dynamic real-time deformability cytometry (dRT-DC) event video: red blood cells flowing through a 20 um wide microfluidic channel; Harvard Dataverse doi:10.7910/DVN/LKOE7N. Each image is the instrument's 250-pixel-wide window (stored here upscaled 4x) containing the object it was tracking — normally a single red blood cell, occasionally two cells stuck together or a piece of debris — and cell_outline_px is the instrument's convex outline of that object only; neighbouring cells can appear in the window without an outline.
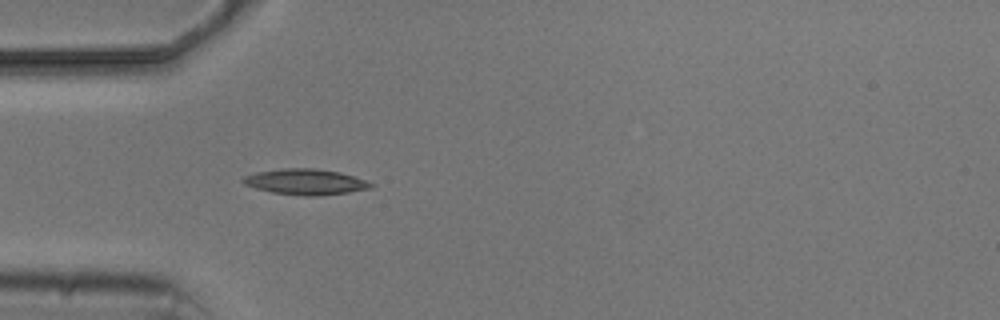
{"species": "common noctule bat (a hibernating species)", "species_latin": "Nyctalus noctula", "temperature_condition": "cold", "stored_images_in_passage": 1, "camera_frame_rate_fps": 3000, "um_per_image_px": 0.085, "animal": {"sex": "male", "body_mass_g": 20.5, "forearm_length_mm": 52.5}, "frame": {"image": 1, "passage_image": 1, "time_ms": 0.0, "image_size_px": [1000, 320], "cell_outline_px": [[376, 184], [372, 188], [348, 192], [320, 196], [304, 196], [272, 192], [256, 188], [244, 184], [240, 180], [244, 176], [256, 172], [280, 168], [312, 168], [340, 172]], "centroid_in_image_um": [25.96, 15.45], "position_along_channel_um": 59.0, "area_um2": 19.19}}